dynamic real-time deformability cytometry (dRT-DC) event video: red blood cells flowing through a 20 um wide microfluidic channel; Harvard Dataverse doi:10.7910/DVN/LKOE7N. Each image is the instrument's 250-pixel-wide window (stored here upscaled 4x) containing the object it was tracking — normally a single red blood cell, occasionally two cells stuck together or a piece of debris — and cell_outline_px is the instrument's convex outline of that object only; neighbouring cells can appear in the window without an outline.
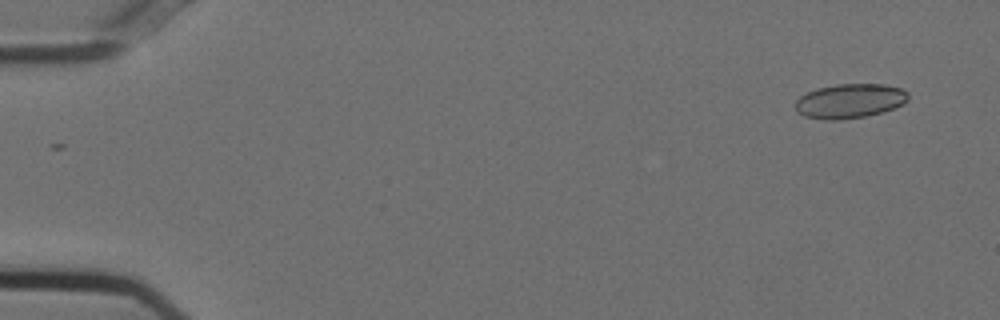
{"species": "Egyptian fruit bat (a non-hibernating species)", "species_latin": "Rousettus aegyptiacus", "temperature_condition": "cold", "stored_images_in_passage": 8, "camera_frame_rate_fps": 3000, "um_per_image_px": 0.085, "animal": {"sex": "female"}, "frame": {"image": 1, "passage_image": 1, "time_ms": 0.0, "image_size_px": [1000, 320], "cell_outline_px": [[908, 100], [904, 104], [884, 112], [864, 116], [836, 120], [824, 120], [804, 116], [796, 112], [796, 100], [800, 96], [816, 88], [836, 84], [884, 84], [900, 88], [908, 92]], "centroid_in_image_um": [72.23, 8.58], "position_along_channel_um": 12.8, "area_um2": 22.77}}